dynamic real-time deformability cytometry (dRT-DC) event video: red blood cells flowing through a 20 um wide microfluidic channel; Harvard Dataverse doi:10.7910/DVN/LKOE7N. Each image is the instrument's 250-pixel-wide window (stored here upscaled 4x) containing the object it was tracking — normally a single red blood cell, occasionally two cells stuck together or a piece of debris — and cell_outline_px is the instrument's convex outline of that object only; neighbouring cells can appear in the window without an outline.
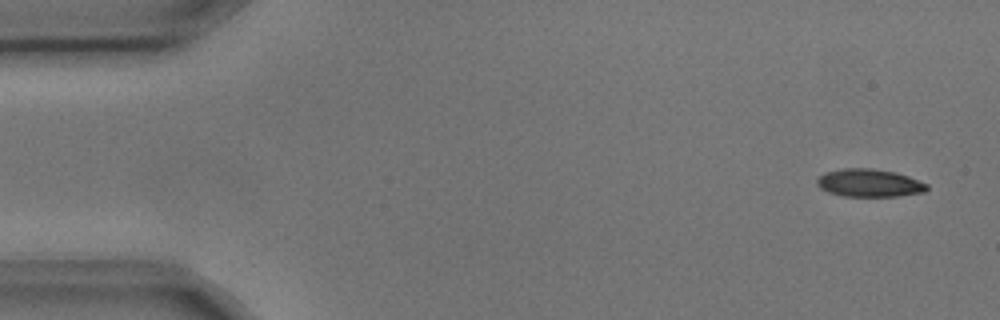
{"species": "common noctule bat (a hibernating species)", "species_latin": "Nyctalus noctula", "temperature_condition": "cold", "stored_images_in_passage": 4, "camera_frame_rate_fps": 3000, "um_per_image_px": 0.085, "animal": {"sex": "male", "body_mass_g": 17.9, "forearm_length_mm": 54.2}, "frame": {"image": 1, "passage_image": 1, "time_ms": 0.0, "image_size_px": [1000, 320], "cell_outline_px": [[928, 188], [924, 192], [896, 196], [844, 196], [828, 192], [820, 188], [816, 184], [816, 180], [824, 172], [844, 168], [872, 168], [896, 172], [908, 176], [928, 184]], "centroid_in_image_um": [73.87, 15.54], "position_along_channel_um": 11.1, "area_um2": 17.86}}
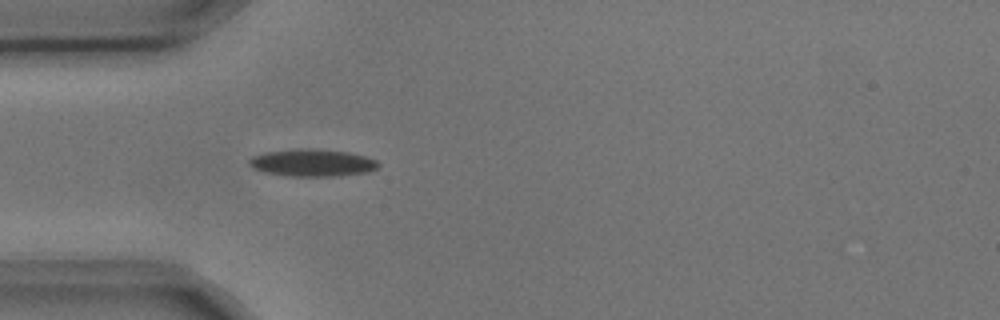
{"frame": {"image": 2, "passage_image": 4, "time_ms": 1.0, "image_size_px": [1000, 320], "cell_outline_px": [[380, 164], [376, 168], [368, 172], [340, 176], [288, 176], [264, 172], [252, 168], [248, 164], [248, 160], [252, 156], [264, 152], [296, 148], [312, 148], [348, 152], [364, 156], [376, 160]], "centroid_in_image_um": [26.51, 13.83], "position_along_channel_um": 58.5, "area_um2": 20.75}}